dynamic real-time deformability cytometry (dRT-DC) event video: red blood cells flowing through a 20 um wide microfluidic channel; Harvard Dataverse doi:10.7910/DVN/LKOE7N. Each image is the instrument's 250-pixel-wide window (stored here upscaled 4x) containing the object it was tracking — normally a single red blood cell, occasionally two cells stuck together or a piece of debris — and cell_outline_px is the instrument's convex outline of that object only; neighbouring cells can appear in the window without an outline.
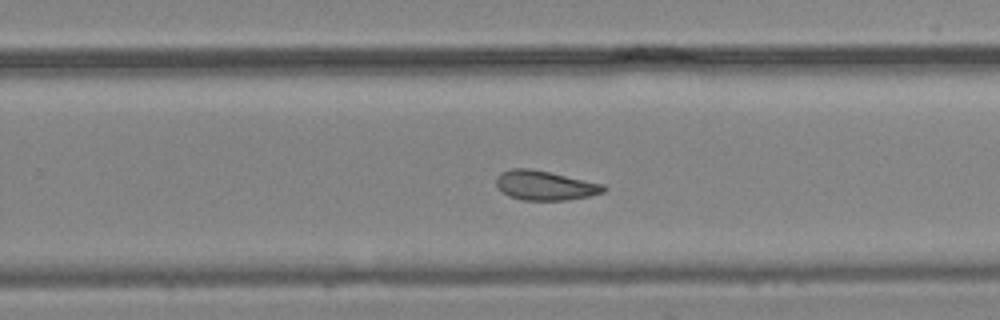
{"species": "common noctule bat (a hibernating species)", "species_latin": "Nyctalus noctula", "temperature_condition": "cold", "stored_images_in_passage": 35, "camera_frame_rate_fps": 3000, "um_per_image_px": 0.085, "animal": {"sex": "male", "body_mass_g": 19.2, "forearm_length_mm": 51.8}, "frame": {"image": 1, "passage_image": 16, "time_ms": 5.0, "image_size_px": [1000, 320], "cell_outline_px": [[608, 188], [604, 192], [588, 196], [564, 200], [524, 200], [508, 196], [496, 184], [496, 176], [500, 172], [512, 168], [532, 168], [604, 184]], "centroid_in_image_um": [46.32, 15.75], "position_along_channel_um": 283.5, "area_um2": 18.44}}